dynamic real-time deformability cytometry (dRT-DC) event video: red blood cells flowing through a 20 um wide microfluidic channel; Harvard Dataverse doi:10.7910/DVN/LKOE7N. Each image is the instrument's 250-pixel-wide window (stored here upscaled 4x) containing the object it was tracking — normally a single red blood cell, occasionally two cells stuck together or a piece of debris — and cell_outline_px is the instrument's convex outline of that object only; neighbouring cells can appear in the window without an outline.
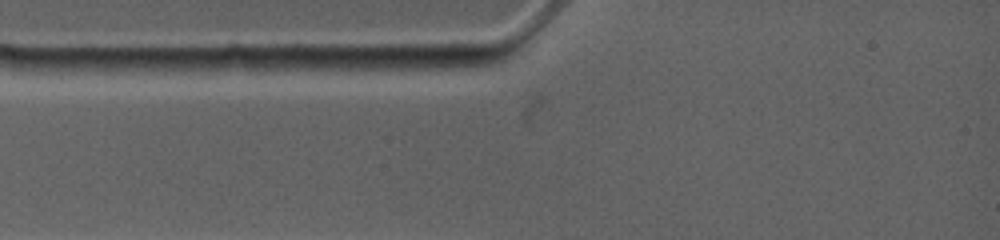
{"species": "common noctule bat (a hibernating species)", "species_latin": "Nyctalus noctula", "temperature_condition": "warm", "stored_images_in_passage": 1, "camera_frame_rate_fps": 4500, "um_per_image_px": 0.085, "animal": {"sex": "female", "body_mass_g": 19.0, "forearm_length_mm": 53.3}, "frame": {"image": 1, "passage_image": 1, "time_ms": 0.0, "image_size_px": [1000, 240], "cell_outline_px": [[276, 68], [188, 76], [152, 68], [148, 60], [228, 56], [244, 56]], "centroid_in_image_um": [17.68, 5.54], "position_along_channel_um": 67.3, "area_um2": 12.02}}